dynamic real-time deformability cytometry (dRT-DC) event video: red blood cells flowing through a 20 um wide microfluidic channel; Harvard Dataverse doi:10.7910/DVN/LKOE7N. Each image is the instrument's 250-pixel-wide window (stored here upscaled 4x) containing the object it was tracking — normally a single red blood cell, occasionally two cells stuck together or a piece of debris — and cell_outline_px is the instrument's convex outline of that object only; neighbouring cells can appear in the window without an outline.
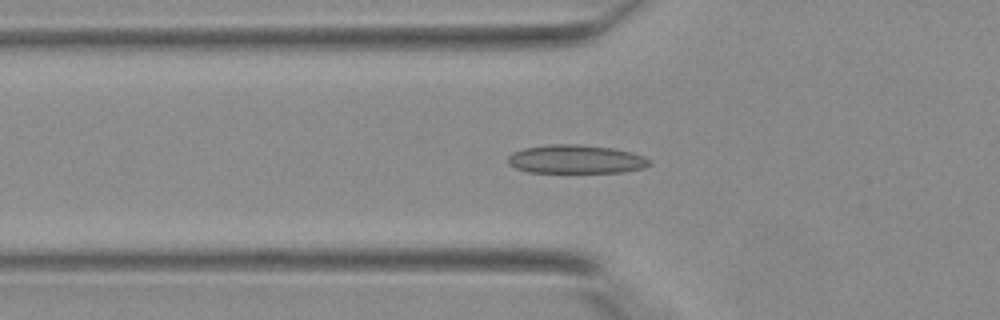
{"species": "Egyptian fruit bat (a non-hibernating species)", "species_latin": "Rousettus aegyptiacus", "temperature_condition": "warm", "stored_images_in_passage": 33, "camera_frame_rate_fps": 3000, "um_per_image_px": 0.085, "animal": {"sex": "female"}, "frame": {"image": 1, "passage_image": 5, "time_ms": 1.333, "image_size_px": [1000, 320], "cell_outline_px": [[652, 164], [644, 168], [624, 172], [528, 172], [516, 168], [508, 164], [508, 156], [512, 152], [524, 148], [552, 144], [576, 144], [612, 148], [644, 156], [652, 160]], "centroid_in_image_um": [48.96, 13.54], "position_along_channel_um": 76.8, "area_um2": 23.58}}
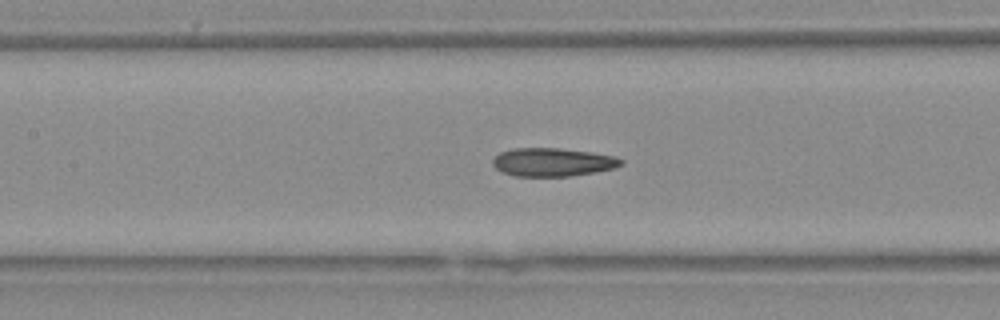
{"frame": {"image": 2, "passage_image": 10, "time_ms": 3.0, "image_size_px": [1000, 320], "cell_outline_px": [[624, 164], [616, 168], [568, 176], [516, 176], [504, 172], [496, 168], [492, 164], [492, 160], [500, 152], [512, 148], [560, 148], [592, 152], [616, 156], [624, 160]], "centroid_in_image_um": [47.01, 13.77], "position_along_channel_um": 160.4, "area_um2": 21.21}}
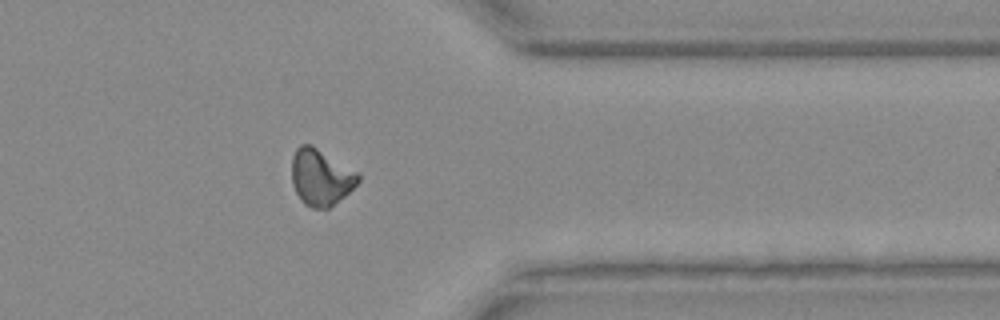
{"frame": {"image": 3, "passage_image": 24, "time_ms": 7.667, "image_size_px": [1000, 320], "cell_outline_px": [[360, 180], [344, 196], [328, 208], [312, 208], [304, 204], [300, 200], [292, 184], [292, 156], [296, 148], [300, 144], [312, 144], [356, 172], [360, 176]], "centroid_in_image_um": [27.22, 15.06], "position_along_channel_um": 384.2, "area_um2": 21.62}}